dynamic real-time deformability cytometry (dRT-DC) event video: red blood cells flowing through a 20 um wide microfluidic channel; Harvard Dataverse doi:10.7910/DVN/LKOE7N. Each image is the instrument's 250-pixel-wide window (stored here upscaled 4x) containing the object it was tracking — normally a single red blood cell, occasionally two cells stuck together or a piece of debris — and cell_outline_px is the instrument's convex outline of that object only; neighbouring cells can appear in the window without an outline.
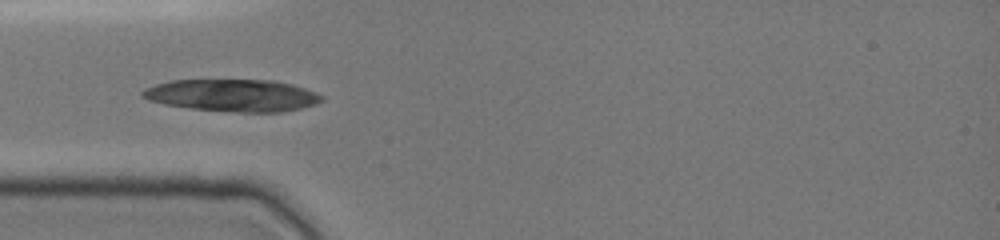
{"species": "common noctule bat (a hibernating species)", "species_latin": "Nyctalus noctula", "temperature_condition": "cold", "stored_images_in_passage": 34, "camera_frame_rate_fps": 3000, "um_per_image_px": 0.085, "animal": {"sex": "female", "body_mass_g": 19.0, "forearm_length_mm": 51.5}, "frame": {"image": 1, "passage_image": 1, "time_ms": 0.0, "image_size_px": [1000, 240], "cell_outline_px": [[324, 100], [316, 104], [300, 108], [280, 112], [236, 112], [192, 108], [164, 104], [148, 100], [140, 96], [140, 92], [144, 88], [156, 84], [172, 80], [272, 80], [292, 84], [316, 92], [324, 96]], "centroid_in_image_um": [19.76, 8.1], "position_along_channel_um": 65.2, "area_um2": 33.64}}
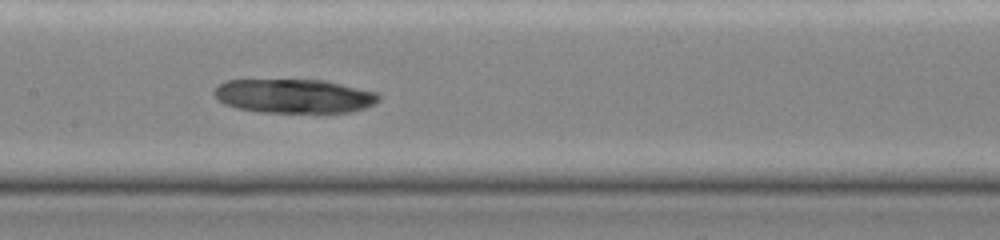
{"frame": {"image": 2, "passage_image": 10, "time_ms": 3.0, "image_size_px": [1000, 240], "cell_outline_px": [[380, 100], [364, 108], [348, 112], [260, 112], [236, 108], [224, 104], [212, 92], [220, 84], [228, 80], [324, 80], [380, 92]], "centroid_in_image_um": [25.03, 8.16], "position_along_channel_um": 182.4, "area_um2": 32.6}}
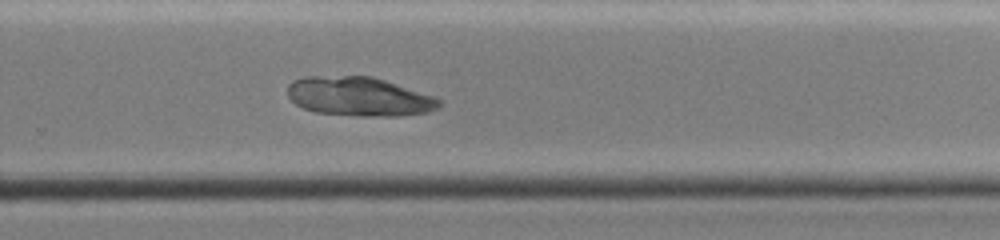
{"frame": {"image": 3, "passage_image": 19, "time_ms": 6.0, "image_size_px": [1000, 240], "cell_outline_px": [[444, 104], [428, 112], [396, 116], [360, 116], [316, 112], [304, 108], [296, 104], [288, 96], [288, 84], [292, 80], [304, 76], [372, 76], [436, 96], [444, 100]], "centroid_in_image_um": [30.56, 8.2], "position_along_channel_um": 299.2, "area_um2": 34.8}}